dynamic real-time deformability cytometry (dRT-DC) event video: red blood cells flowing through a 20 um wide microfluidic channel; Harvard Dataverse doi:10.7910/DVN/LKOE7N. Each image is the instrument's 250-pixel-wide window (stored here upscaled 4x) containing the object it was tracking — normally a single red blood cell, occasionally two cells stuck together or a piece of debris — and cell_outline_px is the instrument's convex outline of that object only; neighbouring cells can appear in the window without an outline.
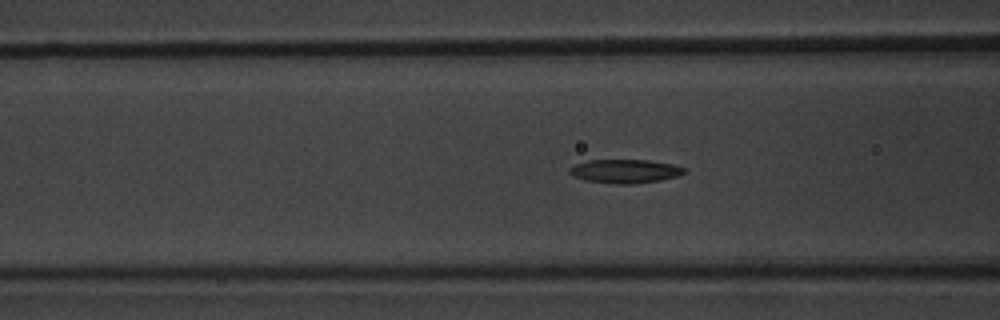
{"species": "common noctule bat (a hibernating species)", "species_latin": "Nyctalus noctula", "temperature_condition": "warm", "stored_images_in_passage": 44, "camera_frame_rate_fps": 3000, "um_per_image_px": 0.085, "animal": {"sex": "male", "body_mass_g": 20.1, "forearm_length_mm": 53.5}, "frame": {"image": 1, "passage_image": 21, "time_ms": 6.667, "image_size_px": [1000, 320], "cell_outline_px": [[684, 172], [676, 176], [660, 180], [632, 184], [612, 184], [584, 180], [572, 176], [568, 172], [568, 168], [576, 164], [588, 160], [648, 160], [672, 164], [684, 168]], "centroid_in_image_um": [53.05, 14.55], "position_along_channel_um": 113.6, "area_um2": 15.84}}
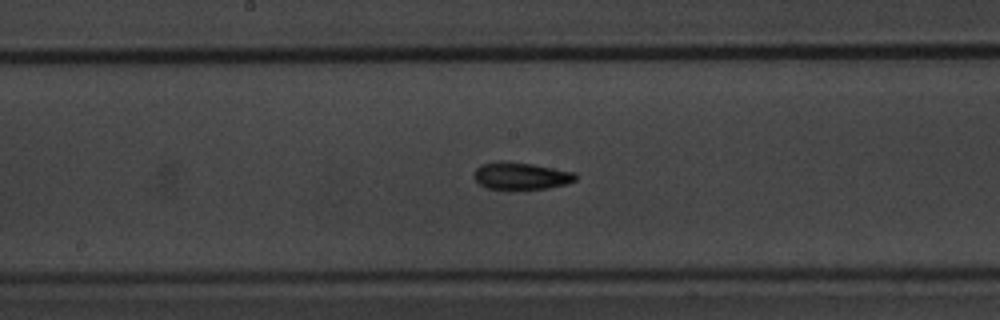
{"frame": {"image": 2, "passage_image": 28, "time_ms": 9.0, "image_size_px": [1000, 320], "cell_outline_px": [[576, 180], [564, 184], [548, 188], [508, 192], [488, 188], [480, 184], [472, 176], [472, 172], [480, 164], [532, 164], [576, 172]], "centroid_in_image_um": [44.28, 15.03], "position_along_channel_um": 203.9, "area_um2": 16.07}}
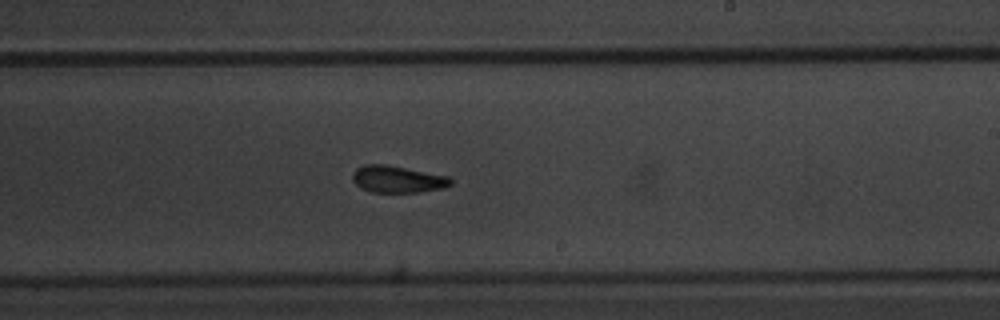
{"frame": {"image": 3, "passage_image": 32, "time_ms": 10.333, "image_size_px": [1000, 320], "cell_outline_px": [[452, 184], [444, 188], [420, 192], [372, 192], [360, 188], [352, 180], [352, 172], [356, 168], [364, 164], [388, 164], [448, 176], [452, 180]], "centroid_in_image_um": [33.77, 15.22], "position_along_channel_um": 255.2, "area_um2": 15.61}}